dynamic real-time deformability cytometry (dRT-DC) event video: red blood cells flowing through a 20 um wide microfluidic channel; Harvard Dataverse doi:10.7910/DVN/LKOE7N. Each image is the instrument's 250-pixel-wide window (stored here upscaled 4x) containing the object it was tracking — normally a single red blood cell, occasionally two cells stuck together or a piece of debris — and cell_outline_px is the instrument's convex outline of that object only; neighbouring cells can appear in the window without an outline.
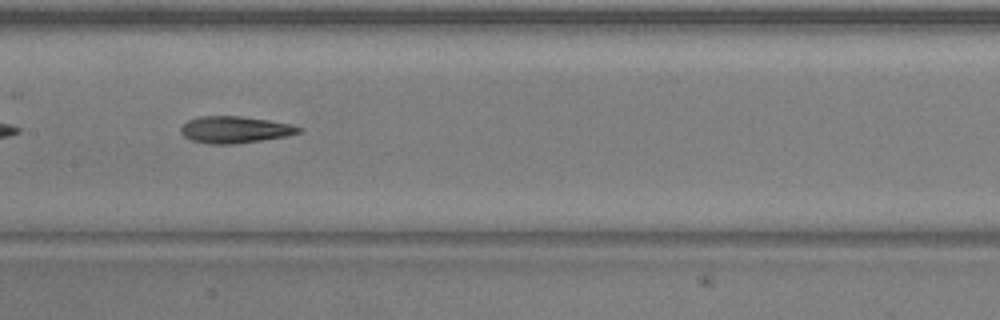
{"species": "common noctule bat (a hibernating species)", "species_latin": "Nyctalus noctula", "temperature_condition": "warm", "stored_images_in_passage": 35, "camera_frame_rate_fps": 3000, "um_per_image_px": 0.085, "animal": {"sex": "male", "body_mass_g": 20.5, "forearm_length_mm": 52.5}, "frame": {"image": 1, "passage_image": 11, "time_ms": 3.333, "image_size_px": [1000, 320], "cell_outline_px": [[304, 128], [300, 132], [288, 136], [236, 144], [208, 144], [192, 140], [184, 136], [180, 132], [180, 128], [188, 120], [200, 116], [240, 116], [268, 120], [292, 124]], "centroid_in_image_um": [19.99, 11.02], "position_along_channel_um": 187.4, "area_um2": 18.5}}
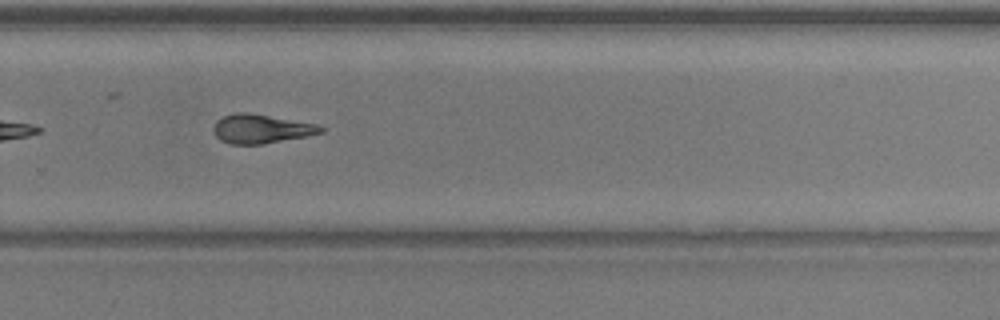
{"frame": {"image": 2, "passage_image": 20, "time_ms": 6.333, "image_size_px": [1000, 320], "cell_outline_px": [[324, 132], [308, 136], [264, 144], [232, 144], [220, 140], [216, 136], [212, 128], [216, 120], [224, 116], [236, 112], [248, 112], [316, 124], [324, 128]], "centroid_in_image_um": [22.18, 10.95], "position_along_channel_um": 307.6, "area_um2": 18.15}, "authors_computed_cell_mechanics": {"area_um2": 18.5538, "velocity_mm_per_s": 4.0292, "shape_relaxation_time_tau1_ms": 4.1995, "shape_relaxation_time_tau2_ms": 2.9013, "deformation_change_tau1": 0.1778, "deformation_change_tau2": 0.1327}}